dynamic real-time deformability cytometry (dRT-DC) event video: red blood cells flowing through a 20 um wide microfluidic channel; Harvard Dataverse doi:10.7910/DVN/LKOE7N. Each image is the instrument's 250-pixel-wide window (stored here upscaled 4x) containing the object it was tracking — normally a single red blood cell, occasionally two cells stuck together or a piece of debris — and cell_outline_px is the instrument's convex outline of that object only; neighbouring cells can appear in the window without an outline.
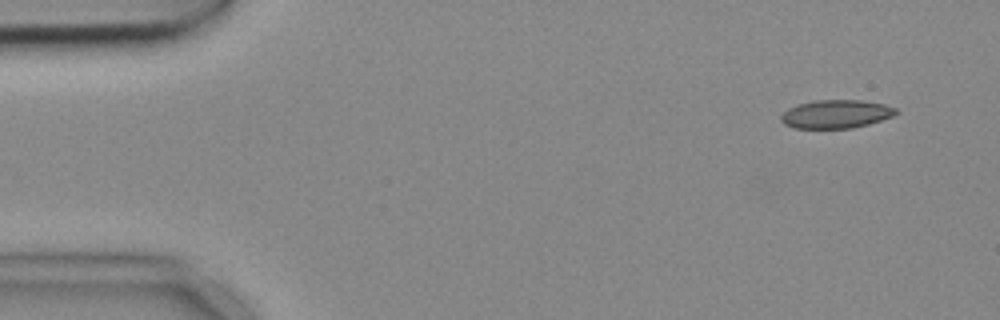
{"species": "common noctule bat (a hibernating species)", "species_latin": "Nyctalus noctula", "temperature_condition": "cold", "stored_images_in_passage": 4, "camera_frame_rate_fps": 3000, "um_per_image_px": 0.085, "animal": {"sex": "female", "body_mass_g": 18.4}, "frame": {"image": 1, "passage_image": 1, "time_ms": 0.0, "image_size_px": [1000, 320], "cell_outline_px": [[900, 112], [892, 116], [868, 124], [852, 128], [796, 128], [784, 124], [780, 120], [780, 116], [788, 108], [800, 104], [816, 100], [860, 100], [884, 104], [896, 108]], "centroid_in_image_um": [71.07, 9.69], "position_along_channel_um": 13.9, "area_um2": 18.9}}
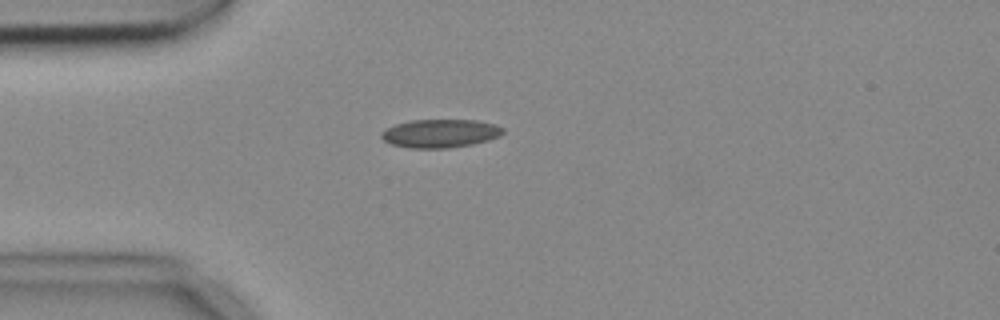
{"frame": {"image": 2, "passage_image": 4, "time_ms": 1.0, "image_size_px": [1000, 320], "cell_outline_px": [[504, 132], [500, 136], [488, 140], [472, 144], [448, 148], [408, 148], [388, 144], [380, 136], [380, 132], [396, 124], [412, 120], [476, 120], [496, 124], [504, 128]], "centroid_in_image_um": [37.41, 11.34], "position_along_channel_um": 47.6, "area_um2": 20.23}}